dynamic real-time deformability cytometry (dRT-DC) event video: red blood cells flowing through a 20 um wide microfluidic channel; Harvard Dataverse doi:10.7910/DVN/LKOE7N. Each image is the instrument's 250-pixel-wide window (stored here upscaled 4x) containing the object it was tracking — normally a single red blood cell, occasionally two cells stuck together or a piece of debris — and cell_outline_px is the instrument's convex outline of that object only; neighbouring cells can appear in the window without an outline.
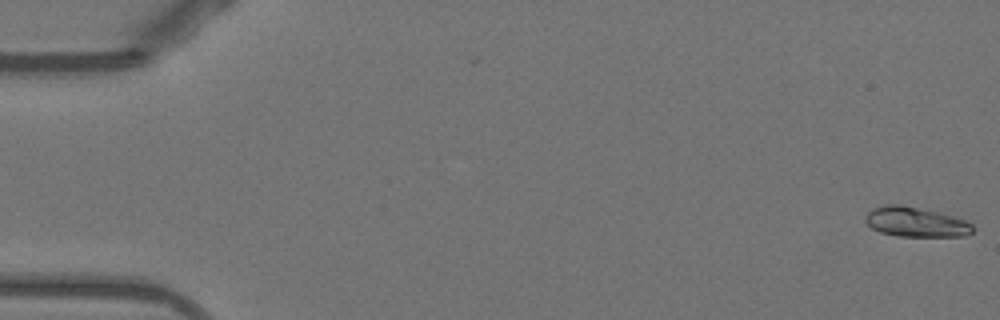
{"species": "Egyptian fruit bat (a non-hibernating species)", "species_latin": "Rousettus aegyptiacus", "temperature_condition": "warm", "stored_images_in_passage": 54, "camera_frame_rate_fps": 3000, "um_per_image_px": 0.085, "animal": {"sex": "female"}, "frame": {"image": 1, "passage_image": 1, "time_ms": 0.0, "image_size_px": [1000, 320], "cell_outline_px": [[972, 232], [964, 236], [896, 236], [880, 232], [872, 228], [864, 220], [868, 212], [872, 208], [884, 204], [900, 204], [940, 212], [956, 216], [972, 224]], "centroid_in_image_um": [77.82, 18.86], "position_along_channel_um": 7.2, "area_um2": 18.73}}
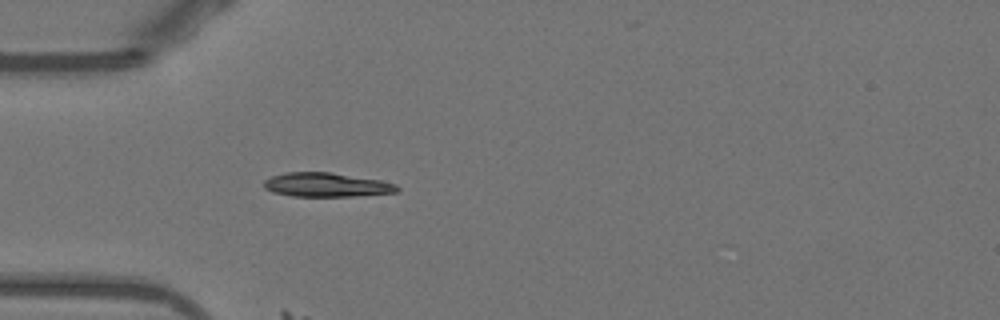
{"frame": {"image": 2, "passage_image": 16, "time_ms": 5.0, "image_size_px": [1000, 320], "cell_outline_px": [[400, 192], [356, 196], [292, 196], [272, 192], [264, 188], [264, 180], [272, 176], [284, 172], [332, 172], [380, 180], [396, 184], [400, 188]], "centroid_in_image_um": [27.77, 15.71], "position_along_channel_um": 57.2, "area_um2": 18.84}}